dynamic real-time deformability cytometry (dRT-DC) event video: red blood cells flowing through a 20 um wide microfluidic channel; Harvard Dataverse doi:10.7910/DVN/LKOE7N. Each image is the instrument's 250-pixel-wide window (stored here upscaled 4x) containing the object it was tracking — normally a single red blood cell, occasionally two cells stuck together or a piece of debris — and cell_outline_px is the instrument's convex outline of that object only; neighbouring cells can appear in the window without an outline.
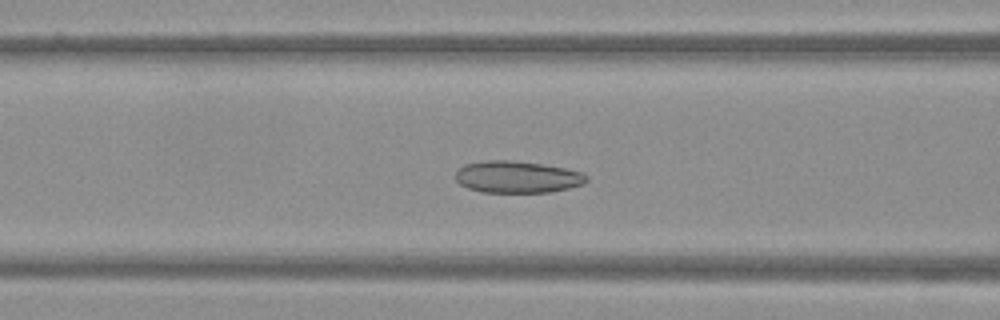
{"species": "Egyptian fruit bat (a non-hibernating species)", "species_latin": "Rousettus aegyptiacus", "temperature_condition": "warm", "stored_images_in_passage": 49, "camera_frame_rate_fps": 3000, "um_per_image_px": 0.085, "frame": {"image": 1, "passage_image": 18, "time_ms": 5.667, "image_size_px": [1000, 320], "cell_outline_px": [[588, 180], [584, 184], [552, 192], [480, 192], [468, 188], [460, 184], [456, 180], [456, 168], [464, 164], [484, 160], [508, 160], [540, 164], [564, 168], [584, 172], [588, 176]], "centroid_in_image_um": [43.95, 15.04], "position_along_channel_um": 122.6, "area_um2": 24.51}}
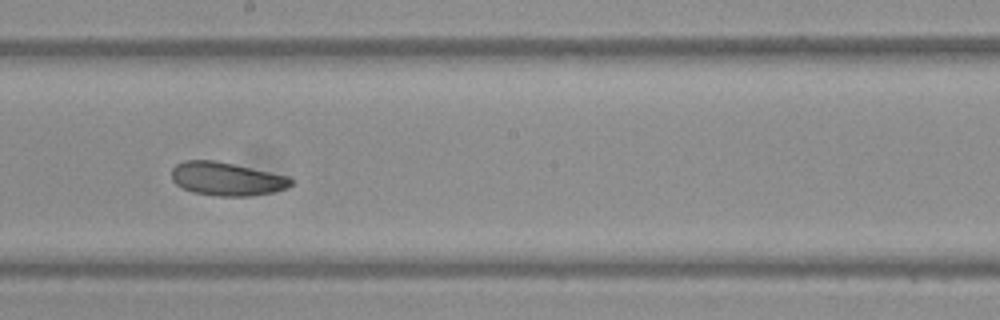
{"frame": {"image": 2, "passage_image": 26, "time_ms": 8.333, "image_size_px": [1000, 320], "cell_outline_px": [[292, 184], [288, 188], [272, 192], [248, 196], [216, 196], [192, 192], [176, 184], [172, 180], [172, 168], [176, 164], [184, 160], [216, 160], [288, 176], [292, 180]], "centroid_in_image_um": [19.25, 15.2], "position_along_channel_um": 229.0, "area_um2": 23.24}}
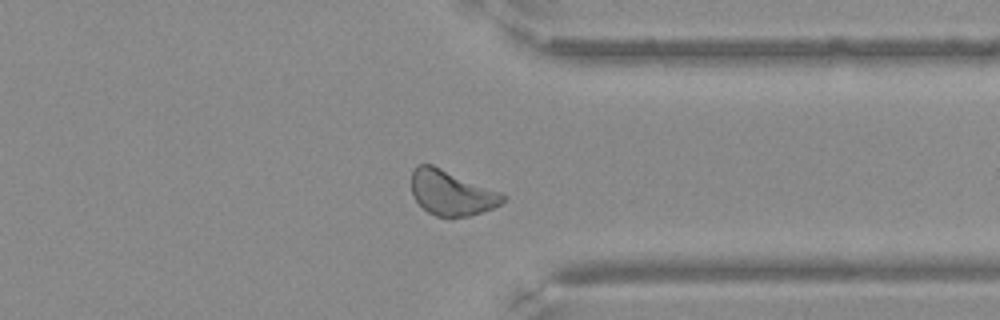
{"frame": {"image": 3, "passage_image": 37, "time_ms": 12.0, "image_size_px": [1000, 320], "cell_outline_px": [[508, 196], [500, 204], [492, 208], [468, 216], [436, 216], [428, 212], [416, 200], [412, 192], [412, 172], [416, 164], [432, 164], [504, 192]], "centroid_in_image_um": [38.41, 16.36], "position_along_channel_um": 373.0, "area_um2": 24.04}}